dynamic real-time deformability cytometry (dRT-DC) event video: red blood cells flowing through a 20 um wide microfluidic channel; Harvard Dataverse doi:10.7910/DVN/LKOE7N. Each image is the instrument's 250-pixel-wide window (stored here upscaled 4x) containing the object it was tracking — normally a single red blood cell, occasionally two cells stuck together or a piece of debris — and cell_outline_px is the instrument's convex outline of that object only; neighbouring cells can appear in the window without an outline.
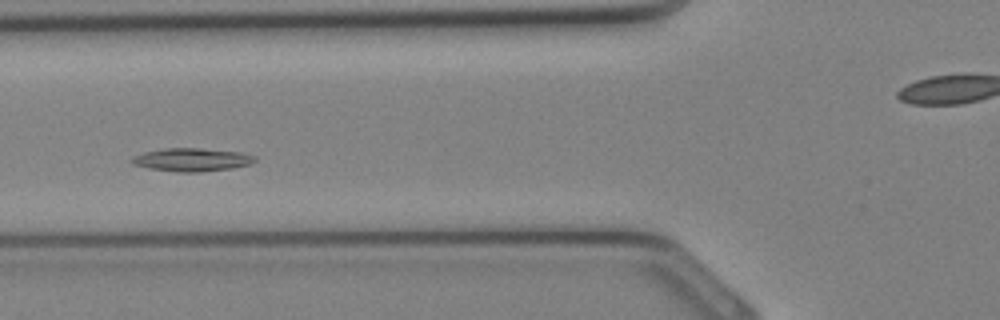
{"species": "Egyptian fruit bat (a non-hibernating species)", "species_latin": "Rousettus aegyptiacus", "temperature_condition": "cold", "stored_images_in_passage": 33, "segment_of_instrument_passage": [1, 2], "camera_frame_rate_fps": 3000, "um_per_image_px": 0.085, "animal": {"sex": "female"}, "frame": {"image": 1, "passage_image": 11, "time_ms": 3.333, "image_size_px": [1000, 320], "cell_outline_px": [[256, 160], [248, 164], [232, 168], [200, 172], [176, 172], [152, 168], [132, 164], [132, 160], [136, 156], [144, 152], [164, 148], [200, 148], [240, 152], [256, 156]], "centroid_in_image_um": [16.34, 13.57], "position_along_channel_um": 109.5, "area_um2": 16.36}}
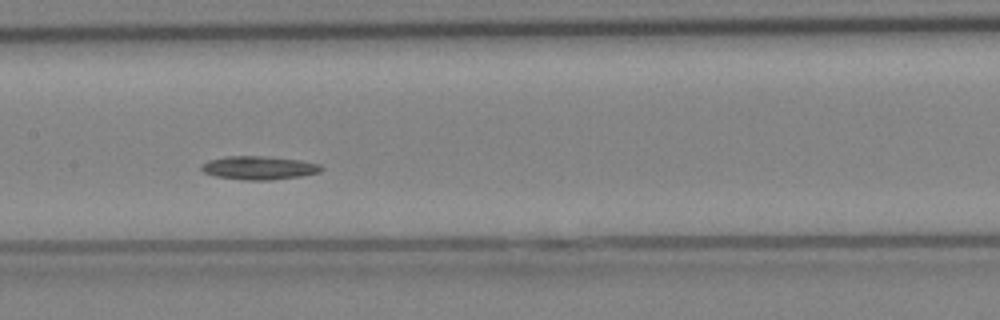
{"frame": {"image": 2, "passage_image": 15, "time_ms": 4.667, "image_size_px": [1000, 320], "cell_outline_px": [[324, 168], [320, 172], [300, 176], [272, 180], [244, 180], [216, 176], [204, 172], [200, 168], [200, 164], [208, 160], [224, 156], [268, 156], [300, 160], [320, 164]], "centroid_in_image_um": [22.0, 14.26], "position_along_channel_um": 185.4, "area_um2": 16.53}}
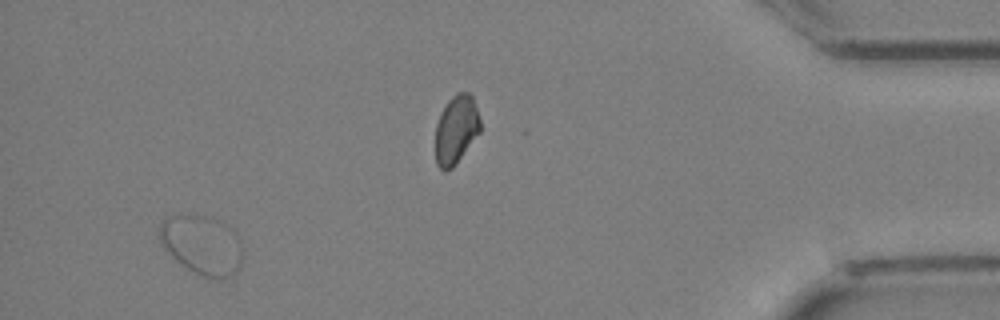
{"frame": {"image": 3, "passage_image": 31, "time_ms": 10.0, "image_size_px": [1000, 320], "cell_outline_px": [[244, 252], [240, 264], [236, 272], [228, 276], [204, 276], [188, 268], [176, 260], [160, 244], [160, 220], [164, 216], [212, 216], [220, 220], [232, 228], [240, 240]], "centroid_in_image_um": [17.18, 20.76], "position_along_channel_um": 418.0, "area_um2": 28.5}}